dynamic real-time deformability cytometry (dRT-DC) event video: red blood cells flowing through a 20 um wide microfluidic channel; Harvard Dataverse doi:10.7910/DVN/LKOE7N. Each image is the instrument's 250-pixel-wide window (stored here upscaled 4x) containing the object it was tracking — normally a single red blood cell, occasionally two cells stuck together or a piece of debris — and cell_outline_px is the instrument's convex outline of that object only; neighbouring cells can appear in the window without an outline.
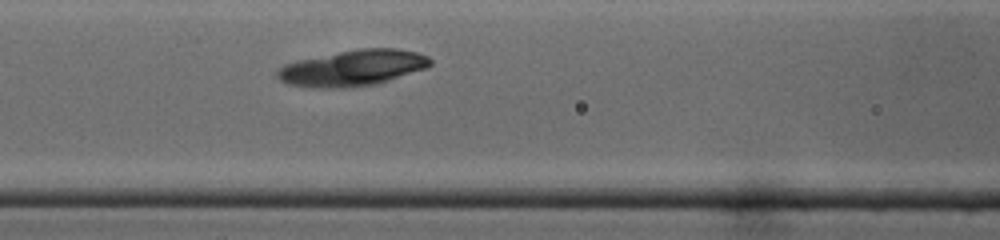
{"species": "common noctule bat (a hibernating species)", "species_latin": "Nyctalus noctula", "temperature_condition": "cold", "stored_images_in_passage": 25, "camera_frame_rate_fps": 3000, "um_per_image_px": 0.085, "animal": {"sex": "male", "body_mass_g": 19.0, "forearm_length_mm": 50.8}, "frame": {"image": 1, "passage_image": 8, "time_ms": 2.333, "image_size_px": [1000, 240], "cell_outline_px": [[432, 64], [424, 68], [376, 84], [344, 88], [308, 88], [288, 84], [280, 80], [276, 76], [276, 72], [284, 64], [296, 60], [360, 48], [400, 48], [416, 52], [428, 56], [432, 60]], "centroid_in_image_um": [29.94, 5.78], "position_along_channel_um": 136.7, "area_um2": 32.08}}
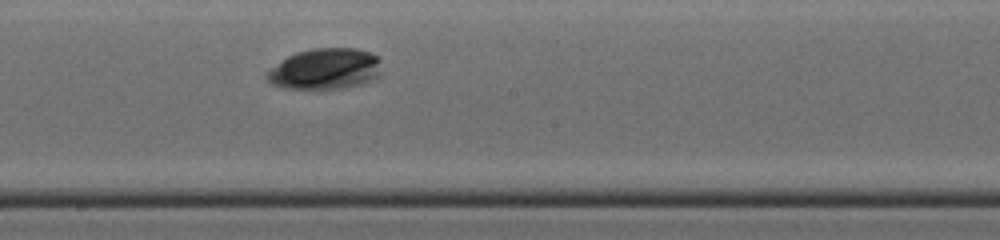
{"frame": {"image": 2, "passage_image": 14, "time_ms": 4.333, "image_size_px": [1000, 240], "cell_outline_px": [[380, 76], [372, 80], [360, 84], [340, 88], [284, 88], [272, 84], [264, 76], [272, 68], [288, 56], [296, 52], [312, 48], [356, 48], [372, 52], [380, 60]], "centroid_in_image_um": [27.66, 5.84], "position_along_channel_um": 220.5, "area_um2": 27.22}}
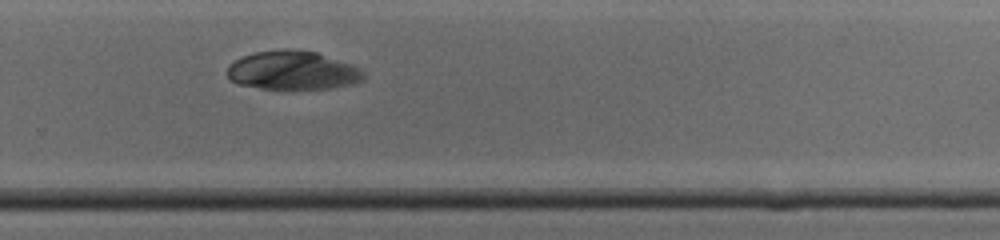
{"frame": {"image": 3, "passage_image": 20, "time_ms": 6.333, "image_size_px": [1000, 240], "cell_outline_px": [[364, 76], [360, 80], [352, 84], [332, 88], [292, 92], [288, 92], [260, 88], [236, 84], [228, 80], [228, 68], [236, 60], [244, 56], [256, 52], [284, 48], [288, 48], [316, 52], [352, 64], [360, 68], [364, 72]], "centroid_in_image_um": [24.88, 6.03], "position_along_channel_um": 304.9, "area_um2": 31.67}}